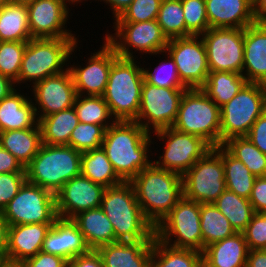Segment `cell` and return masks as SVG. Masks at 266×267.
<instances>
[{
    "label": "cell",
    "instance_id": "obj_1",
    "mask_svg": "<svg viewBox=\"0 0 266 267\" xmlns=\"http://www.w3.org/2000/svg\"><path fill=\"white\" fill-rule=\"evenodd\" d=\"M152 138L136 121H115L106 129L102 148L123 181H131L152 163Z\"/></svg>",
    "mask_w": 266,
    "mask_h": 267
},
{
    "label": "cell",
    "instance_id": "obj_2",
    "mask_svg": "<svg viewBox=\"0 0 266 267\" xmlns=\"http://www.w3.org/2000/svg\"><path fill=\"white\" fill-rule=\"evenodd\" d=\"M130 182L144 217L154 228L183 197L182 176L153 162Z\"/></svg>",
    "mask_w": 266,
    "mask_h": 267
},
{
    "label": "cell",
    "instance_id": "obj_3",
    "mask_svg": "<svg viewBox=\"0 0 266 267\" xmlns=\"http://www.w3.org/2000/svg\"><path fill=\"white\" fill-rule=\"evenodd\" d=\"M100 207L112 224L115 242L154 240L155 228L144 217L130 181L105 188Z\"/></svg>",
    "mask_w": 266,
    "mask_h": 267
},
{
    "label": "cell",
    "instance_id": "obj_4",
    "mask_svg": "<svg viewBox=\"0 0 266 267\" xmlns=\"http://www.w3.org/2000/svg\"><path fill=\"white\" fill-rule=\"evenodd\" d=\"M77 40L78 38H31L28 40L15 86L27 82H32L30 85L34 86L47 77L63 73L71 64L70 57H73V53L75 55L74 49L78 47Z\"/></svg>",
    "mask_w": 266,
    "mask_h": 267
},
{
    "label": "cell",
    "instance_id": "obj_5",
    "mask_svg": "<svg viewBox=\"0 0 266 267\" xmlns=\"http://www.w3.org/2000/svg\"><path fill=\"white\" fill-rule=\"evenodd\" d=\"M137 62L118 56L112 63L103 98L116 121L137 118L144 83L143 66Z\"/></svg>",
    "mask_w": 266,
    "mask_h": 267
},
{
    "label": "cell",
    "instance_id": "obj_6",
    "mask_svg": "<svg viewBox=\"0 0 266 267\" xmlns=\"http://www.w3.org/2000/svg\"><path fill=\"white\" fill-rule=\"evenodd\" d=\"M82 152L69 145H46L25 167L26 181L54 195L72 178L81 174Z\"/></svg>",
    "mask_w": 266,
    "mask_h": 267
},
{
    "label": "cell",
    "instance_id": "obj_7",
    "mask_svg": "<svg viewBox=\"0 0 266 267\" xmlns=\"http://www.w3.org/2000/svg\"><path fill=\"white\" fill-rule=\"evenodd\" d=\"M172 127L217 147L220 145V107L201 88L186 89Z\"/></svg>",
    "mask_w": 266,
    "mask_h": 267
},
{
    "label": "cell",
    "instance_id": "obj_8",
    "mask_svg": "<svg viewBox=\"0 0 266 267\" xmlns=\"http://www.w3.org/2000/svg\"><path fill=\"white\" fill-rule=\"evenodd\" d=\"M266 110V85L247 82L220 107V145L232 137L246 136L253 123Z\"/></svg>",
    "mask_w": 266,
    "mask_h": 267
},
{
    "label": "cell",
    "instance_id": "obj_9",
    "mask_svg": "<svg viewBox=\"0 0 266 267\" xmlns=\"http://www.w3.org/2000/svg\"><path fill=\"white\" fill-rule=\"evenodd\" d=\"M155 238L169 246L202 253L200 203L183 196L155 227Z\"/></svg>",
    "mask_w": 266,
    "mask_h": 267
},
{
    "label": "cell",
    "instance_id": "obj_10",
    "mask_svg": "<svg viewBox=\"0 0 266 267\" xmlns=\"http://www.w3.org/2000/svg\"><path fill=\"white\" fill-rule=\"evenodd\" d=\"M113 27L115 33L107 32L103 40H106L115 49L119 57L136 59L134 54L137 51L139 54H153L155 57L157 54L166 53L168 38L163 34L156 20L114 22Z\"/></svg>",
    "mask_w": 266,
    "mask_h": 267
},
{
    "label": "cell",
    "instance_id": "obj_11",
    "mask_svg": "<svg viewBox=\"0 0 266 267\" xmlns=\"http://www.w3.org/2000/svg\"><path fill=\"white\" fill-rule=\"evenodd\" d=\"M183 196L191 201L213 203L226 189L220 145L208 150L182 175Z\"/></svg>",
    "mask_w": 266,
    "mask_h": 267
},
{
    "label": "cell",
    "instance_id": "obj_12",
    "mask_svg": "<svg viewBox=\"0 0 266 267\" xmlns=\"http://www.w3.org/2000/svg\"><path fill=\"white\" fill-rule=\"evenodd\" d=\"M1 213L9 226L54 223L58 217L55 195L28 181L24 182Z\"/></svg>",
    "mask_w": 266,
    "mask_h": 267
},
{
    "label": "cell",
    "instance_id": "obj_13",
    "mask_svg": "<svg viewBox=\"0 0 266 267\" xmlns=\"http://www.w3.org/2000/svg\"><path fill=\"white\" fill-rule=\"evenodd\" d=\"M187 88H165L144 80L137 118L147 132L172 127L177 119L179 104Z\"/></svg>",
    "mask_w": 266,
    "mask_h": 267
},
{
    "label": "cell",
    "instance_id": "obj_14",
    "mask_svg": "<svg viewBox=\"0 0 266 267\" xmlns=\"http://www.w3.org/2000/svg\"><path fill=\"white\" fill-rule=\"evenodd\" d=\"M163 143L164 150L158 160L152 161L157 167L179 173L188 171L212 147L202 138L178 131L173 127L152 132Z\"/></svg>",
    "mask_w": 266,
    "mask_h": 267
},
{
    "label": "cell",
    "instance_id": "obj_15",
    "mask_svg": "<svg viewBox=\"0 0 266 267\" xmlns=\"http://www.w3.org/2000/svg\"><path fill=\"white\" fill-rule=\"evenodd\" d=\"M200 36L206 48L209 72L242 74L244 29L209 28Z\"/></svg>",
    "mask_w": 266,
    "mask_h": 267
},
{
    "label": "cell",
    "instance_id": "obj_16",
    "mask_svg": "<svg viewBox=\"0 0 266 267\" xmlns=\"http://www.w3.org/2000/svg\"><path fill=\"white\" fill-rule=\"evenodd\" d=\"M165 52L174 60L180 81L187 89L204 86L209 66L201 36L169 39Z\"/></svg>",
    "mask_w": 266,
    "mask_h": 267
},
{
    "label": "cell",
    "instance_id": "obj_17",
    "mask_svg": "<svg viewBox=\"0 0 266 267\" xmlns=\"http://www.w3.org/2000/svg\"><path fill=\"white\" fill-rule=\"evenodd\" d=\"M31 97L38 121L45 116L73 107L77 92L69 69L31 86ZM38 105V106H37Z\"/></svg>",
    "mask_w": 266,
    "mask_h": 267
},
{
    "label": "cell",
    "instance_id": "obj_18",
    "mask_svg": "<svg viewBox=\"0 0 266 267\" xmlns=\"http://www.w3.org/2000/svg\"><path fill=\"white\" fill-rule=\"evenodd\" d=\"M117 57L115 49L105 40L100 49L88 57L86 66L69 65L77 94L103 96L112 63Z\"/></svg>",
    "mask_w": 266,
    "mask_h": 267
},
{
    "label": "cell",
    "instance_id": "obj_19",
    "mask_svg": "<svg viewBox=\"0 0 266 267\" xmlns=\"http://www.w3.org/2000/svg\"><path fill=\"white\" fill-rule=\"evenodd\" d=\"M26 6L32 38H77L66 28L71 10L63 0H35Z\"/></svg>",
    "mask_w": 266,
    "mask_h": 267
},
{
    "label": "cell",
    "instance_id": "obj_20",
    "mask_svg": "<svg viewBox=\"0 0 266 267\" xmlns=\"http://www.w3.org/2000/svg\"><path fill=\"white\" fill-rule=\"evenodd\" d=\"M105 187L83 175L66 182L55 194L58 217L72 219L80 212L101 206Z\"/></svg>",
    "mask_w": 266,
    "mask_h": 267
},
{
    "label": "cell",
    "instance_id": "obj_21",
    "mask_svg": "<svg viewBox=\"0 0 266 267\" xmlns=\"http://www.w3.org/2000/svg\"><path fill=\"white\" fill-rule=\"evenodd\" d=\"M41 251L69 262L74 257L88 253L90 248L72 219L57 217L46 234Z\"/></svg>",
    "mask_w": 266,
    "mask_h": 267
},
{
    "label": "cell",
    "instance_id": "obj_22",
    "mask_svg": "<svg viewBox=\"0 0 266 267\" xmlns=\"http://www.w3.org/2000/svg\"><path fill=\"white\" fill-rule=\"evenodd\" d=\"M53 223L9 226L6 262L20 264L42 249L43 241Z\"/></svg>",
    "mask_w": 266,
    "mask_h": 267
},
{
    "label": "cell",
    "instance_id": "obj_23",
    "mask_svg": "<svg viewBox=\"0 0 266 267\" xmlns=\"http://www.w3.org/2000/svg\"><path fill=\"white\" fill-rule=\"evenodd\" d=\"M242 75L247 82L266 85V23L244 29Z\"/></svg>",
    "mask_w": 266,
    "mask_h": 267
},
{
    "label": "cell",
    "instance_id": "obj_24",
    "mask_svg": "<svg viewBox=\"0 0 266 267\" xmlns=\"http://www.w3.org/2000/svg\"><path fill=\"white\" fill-rule=\"evenodd\" d=\"M153 240L117 241L96 249L104 267H149Z\"/></svg>",
    "mask_w": 266,
    "mask_h": 267
},
{
    "label": "cell",
    "instance_id": "obj_25",
    "mask_svg": "<svg viewBox=\"0 0 266 267\" xmlns=\"http://www.w3.org/2000/svg\"><path fill=\"white\" fill-rule=\"evenodd\" d=\"M210 28L245 29L255 23L253 0H205Z\"/></svg>",
    "mask_w": 266,
    "mask_h": 267
},
{
    "label": "cell",
    "instance_id": "obj_26",
    "mask_svg": "<svg viewBox=\"0 0 266 267\" xmlns=\"http://www.w3.org/2000/svg\"><path fill=\"white\" fill-rule=\"evenodd\" d=\"M248 246L242 232L209 244L202 251L205 267H246Z\"/></svg>",
    "mask_w": 266,
    "mask_h": 267
},
{
    "label": "cell",
    "instance_id": "obj_27",
    "mask_svg": "<svg viewBox=\"0 0 266 267\" xmlns=\"http://www.w3.org/2000/svg\"><path fill=\"white\" fill-rule=\"evenodd\" d=\"M15 89L0 101V132L32 128L38 119L32 99Z\"/></svg>",
    "mask_w": 266,
    "mask_h": 267
},
{
    "label": "cell",
    "instance_id": "obj_28",
    "mask_svg": "<svg viewBox=\"0 0 266 267\" xmlns=\"http://www.w3.org/2000/svg\"><path fill=\"white\" fill-rule=\"evenodd\" d=\"M90 250L115 242V232L101 207L80 212L72 218Z\"/></svg>",
    "mask_w": 266,
    "mask_h": 267
},
{
    "label": "cell",
    "instance_id": "obj_29",
    "mask_svg": "<svg viewBox=\"0 0 266 267\" xmlns=\"http://www.w3.org/2000/svg\"><path fill=\"white\" fill-rule=\"evenodd\" d=\"M0 145L25 168L42 145L39 123L32 128L0 132Z\"/></svg>",
    "mask_w": 266,
    "mask_h": 267
},
{
    "label": "cell",
    "instance_id": "obj_30",
    "mask_svg": "<svg viewBox=\"0 0 266 267\" xmlns=\"http://www.w3.org/2000/svg\"><path fill=\"white\" fill-rule=\"evenodd\" d=\"M42 143L46 145H69L72 131L79 124L73 107L42 117L39 120Z\"/></svg>",
    "mask_w": 266,
    "mask_h": 267
},
{
    "label": "cell",
    "instance_id": "obj_31",
    "mask_svg": "<svg viewBox=\"0 0 266 267\" xmlns=\"http://www.w3.org/2000/svg\"><path fill=\"white\" fill-rule=\"evenodd\" d=\"M31 38L26 5L9 1L0 8V41H28Z\"/></svg>",
    "mask_w": 266,
    "mask_h": 267
},
{
    "label": "cell",
    "instance_id": "obj_32",
    "mask_svg": "<svg viewBox=\"0 0 266 267\" xmlns=\"http://www.w3.org/2000/svg\"><path fill=\"white\" fill-rule=\"evenodd\" d=\"M81 175L105 188L123 182L115 172L102 147L82 152Z\"/></svg>",
    "mask_w": 266,
    "mask_h": 267
},
{
    "label": "cell",
    "instance_id": "obj_33",
    "mask_svg": "<svg viewBox=\"0 0 266 267\" xmlns=\"http://www.w3.org/2000/svg\"><path fill=\"white\" fill-rule=\"evenodd\" d=\"M202 253L169 246L154 237L149 267H200Z\"/></svg>",
    "mask_w": 266,
    "mask_h": 267
},
{
    "label": "cell",
    "instance_id": "obj_34",
    "mask_svg": "<svg viewBox=\"0 0 266 267\" xmlns=\"http://www.w3.org/2000/svg\"><path fill=\"white\" fill-rule=\"evenodd\" d=\"M247 83L242 74L236 72H209L201 88L219 107L228 103Z\"/></svg>",
    "mask_w": 266,
    "mask_h": 267
},
{
    "label": "cell",
    "instance_id": "obj_35",
    "mask_svg": "<svg viewBox=\"0 0 266 267\" xmlns=\"http://www.w3.org/2000/svg\"><path fill=\"white\" fill-rule=\"evenodd\" d=\"M220 156L224 165L226 189L249 199L257 177L223 145H220Z\"/></svg>",
    "mask_w": 266,
    "mask_h": 267
},
{
    "label": "cell",
    "instance_id": "obj_36",
    "mask_svg": "<svg viewBox=\"0 0 266 267\" xmlns=\"http://www.w3.org/2000/svg\"><path fill=\"white\" fill-rule=\"evenodd\" d=\"M202 251L206 246L236 233L229 220L213 203L200 204Z\"/></svg>",
    "mask_w": 266,
    "mask_h": 267
},
{
    "label": "cell",
    "instance_id": "obj_37",
    "mask_svg": "<svg viewBox=\"0 0 266 267\" xmlns=\"http://www.w3.org/2000/svg\"><path fill=\"white\" fill-rule=\"evenodd\" d=\"M213 204L229 220L236 232H243L255 213L249 199L228 189Z\"/></svg>",
    "mask_w": 266,
    "mask_h": 267
},
{
    "label": "cell",
    "instance_id": "obj_38",
    "mask_svg": "<svg viewBox=\"0 0 266 267\" xmlns=\"http://www.w3.org/2000/svg\"><path fill=\"white\" fill-rule=\"evenodd\" d=\"M73 108L82 123L99 124L107 129L116 121L103 96L77 94Z\"/></svg>",
    "mask_w": 266,
    "mask_h": 267
},
{
    "label": "cell",
    "instance_id": "obj_39",
    "mask_svg": "<svg viewBox=\"0 0 266 267\" xmlns=\"http://www.w3.org/2000/svg\"><path fill=\"white\" fill-rule=\"evenodd\" d=\"M223 146L256 177L266 176V155L246 136L232 137Z\"/></svg>",
    "mask_w": 266,
    "mask_h": 267
},
{
    "label": "cell",
    "instance_id": "obj_40",
    "mask_svg": "<svg viewBox=\"0 0 266 267\" xmlns=\"http://www.w3.org/2000/svg\"><path fill=\"white\" fill-rule=\"evenodd\" d=\"M156 21L168 40L186 37V24L181 0H162Z\"/></svg>",
    "mask_w": 266,
    "mask_h": 267
},
{
    "label": "cell",
    "instance_id": "obj_41",
    "mask_svg": "<svg viewBox=\"0 0 266 267\" xmlns=\"http://www.w3.org/2000/svg\"><path fill=\"white\" fill-rule=\"evenodd\" d=\"M27 41H0V73L14 83L18 80Z\"/></svg>",
    "mask_w": 266,
    "mask_h": 267
},
{
    "label": "cell",
    "instance_id": "obj_42",
    "mask_svg": "<svg viewBox=\"0 0 266 267\" xmlns=\"http://www.w3.org/2000/svg\"><path fill=\"white\" fill-rule=\"evenodd\" d=\"M105 131L102 125L79 122L72 131L69 146L80 152L102 147Z\"/></svg>",
    "mask_w": 266,
    "mask_h": 267
},
{
    "label": "cell",
    "instance_id": "obj_43",
    "mask_svg": "<svg viewBox=\"0 0 266 267\" xmlns=\"http://www.w3.org/2000/svg\"><path fill=\"white\" fill-rule=\"evenodd\" d=\"M167 60L159 61V66L151 71L150 68L143 67L144 80L150 85L165 87V88H186L180 81L178 75L177 66L174 63V60L168 53ZM169 58V59H168ZM149 69V70H148Z\"/></svg>",
    "mask_w": 266,
    "mask_h": 267
},
{
    "label": "cell",
    "instance_id": "obj_44",
    "mask_svg": "<svg viewBox=\"0 0 266 267\" xmlns=\"http://www.w3.org/2000/svg\"><path fill=\"white\" fill-rule=\"evenodd\" d=\"M186 24V37L200 36L210 27L205 0H181Z\"/></svg>",
    "mask_w": 266,
    "mask_h": 267
},
{
    "label": "cell",
    "instance_id": "obj_45",
    "mask_svg": "<svg viewBox=\"0 0 266 267\" xmlns=\"http://www.w3.org/2000/svg\"><path fill=\"white\" fill-rule=\"evenodd\" d=\"M162 0H134L115 22H143L156 20Z\"/></svg>",
    "mask_w": 266,
    "mask_h": 267
},
{
    "label": "cell",
    "instance_id": "obj_46",
    "mask_svg": "<svg viewBox=\"0 0 266 267\" xmlns=\"http://www.w3.org/2000/svg\"><path fill=\"white\" fill-rule=\"evenodd\" d=\"M249 250H259L266 245V213L255 212L242 232Z\"/></svg>",
    "mask_w": 266,
    "mask_h": 267
},
{
    "label": "cell",
    "instance_id": "obj_47",
    "mask_svg": "<svg viewBox=\"0 0 266 267\" xmlns=\"http://www.w3.org/2000/svg\"><path fill=\"white\" fill-rule=\"evenodd\" d=\"M26 181V172L0 173V212L17 195Z\"/></svg>",
    "mask_w": 266,
    "mask_h": 267
},
{
    "label": "cell",
    "instance_id": "obj_48",
    "mask_svg": "<svg viewBox=\"0 0 266 267\" xmlns=\"http://www.w3.org/2000/svg\"><path fill=\"white\" fill-rule=\"evenodd\" d=\"M67 264L66 259L42 251L20 263L22 267H67Z\"/></svg>",
    "mask_w": 266,
    "mask_h": 267
},
{
    "label": "cell",
    "instance_id": "obj_49",
    "mask_svg": "<svg viewBox=\"0 0 266 267\" xmlns=\"http://www.w3.org/2000/svg\"><path fill=\"white\" fill-rule=\"evenodd\" d=\"M246 137L266 155V110L253 123Z\"/></svg>",
    "mask_w": 266,
    "mask_h": 267
},
{
    "label": "cell",
    "instance_id": "obj_50",
    "mask_svg": "<svg viewBox=\"0 0 266 267\" xmlns=\"http://www.w3.org/2000/svg\"><path fill=\"white\" fill-rule=\"evenodd\" d=\"M249 201L254 212L266 213V176L256 178Z\"/></svg>",
    "mask_w": 266,
    "mask_h": 267
},
{
    "label": "cell",
    "instance_id": "obj_51",
    "mask_svg": "<svg viewBox=\"0 0 266 267\" xmlns=\"http://www.w3.org/2000/svg\"><path fill=\"white\" fill-rule=\"evenodd\" d=\"M67 267H104L102 259L96 250L72 258Z\"/></svg>",
    "mask_w": 266,
    "mask_h": 267
},
{
    "label": "cell",
    "instance_id": "obj_52",
    "mask_svg": "<svg viewBox=\"0 0 266 267\" xmlns=\"http://www.w3.org/2000/svg\"><path fill=\"white\" fill-rule=\"evenodd\" d=\"M25 172V168L9 151L0 145V173Z\"/></svg>",
    "mask_w": 266,
    "mask_h": 267
},
{
    "label": "cell",
    "instance_id": "obj_53",
    "mask_svg": "<svg viewBox=\"0 0 266 267\" xmlns=\"http://www.w3.org/2000/svg\"><path fill=\"white\" fill-rule=\"evenodd\" d=\"M9 225L0 212V260L6 262Z\"/></svg>",
    "mask_w": 266,
    "mask_h": 267
},
{
    "label": "cell",
    "instance_id": "obj_54",
    "mask_svg": "<svg viewBox=\"0 0 266 267\" xmlns=\"http://www.w3.org/2000/svg\"><path fill=\"white\" fill-rule=\"evenodd\" d=\"M246 267H266V253L262 250H249Z\"/></svg>",
    "mask_w": 266,
    "mask_h": 267
},
{
    "label": "cell",
    "instance_id": "obj_55",
    "mask_svg": "<svg viewBox=\"0 0 266 267\" xmlns=\"http://www.w3.org/2000/svg\"><path fill=\"white\" fill-rule=\"evenodd\" d=\"M104 2L110 6L113 13V20L118 18L122 12L134 1V0H98V2Z\"/></svg>",
    "mask_w": 266,
    "mask_h": 267
},
{
    "label": "cell",
    "instance_id": "obj_56",
    "mask_svg": "<svg viewBox=\"0 0 266 267\" xmlns=\"http://www.w3.org/2000/svg\"><path fill=\"white\" fill-rule=\"evenodd\" d=\"M253 16L256 23H266V0H253Z\"/></svg>",
    "mask_w": 266,
    "mask_h": 267
},
{
    "label": "cell",
    "instance_id": "obj_57",
    "mask_svg": "<svg viewBox=\"0 0 266 267\" xmlns=\"http://www.w3.org/2000/svg\"><path fill=\"white\" fill-rule=\"evenodd\" d=\"M15 88V83L0 73V101L14 91Z\"/></svg>",
    "mask_w": 266,
    "mask_h": 267
},
{
    "label": "cell",
    "instance_id": "obj_58",
    "mask_svg": "<svg viewBox=\"0 0 266 267\" xmlns=\"http://www.w3.org/2000/svg\"><path fill=\"white\" fill-rule=\"evenodd\" d=\"M83 1H87V0H63V2L67 5L69 3V5H76L78 2V4H80ZM97 2V0H95ZM68 2V3H67ZM76 3V4H75Z\"/></svg>",
    "mask_w": 266,
    "mask_h": 267
},
{
    "label": "cell",
    "instance_id": "obj_59",
    "mask_svg": "<svg viewBox=\"0 0 266 267\" xmlns=\"http://www.w3.org/2000/svg\"><path fill=\"white\" fill-rule=\"evenodd\" d=\"M0 267H22V266L18 263L4 262Z\"/></svg>",
    "mask_w": 266,
    "mask_h": 267
},
{
    "label": "cell",
    "instance_id": "obj_60",
    "mask_svg": "<svg viewBox=\"0 0 266 267\" xmlns=\"http://www.w3.org/2000/svg\"><path fill=\"white\" fill-rule=\"evenodd\" d=\"M9 1L14 2V3L23 4V5H28L29 3H31L32 1H35V0H9Z\"/></svg>",
    "mask_w": 266,
    "mask_h": 267
},
{
    "label": "cell",
    "instance_id": "obj_61",
    "mask_svg": "<svg viewBox=\"0 0 266 267\" xmlns=\"http://www.w3.org/2000/svg\"><path fill=\"white\" fill-rule=\"evenodd\" d=\"M9 2V0H0V8H2L4 5H6Z\"/></svg>",
    "mask_w": 266,
    "mask_h": 267
},
{
    "label": "cell",
    "instance_id": "obj_62",
    "mask_svg": "<svg viewBox=\"0 0 266 267\" xmlns=\"http://www.w3.org/2000/svg\"><path fill=\"white\" fill-rule=\"evenodd\" d=\"M262 250L266 253V245L262 248Z\"/></svg>",
    "mask_w": 266,
    "mask_h": 267
},
{
    "label": "cell",
    "instance_id": "obj_63",
    "mask_svg": "<svg viewBox=\"0 0 266 267\" xmlns=\"http://www.w3.org/2000/svg\"><path fill=\"white\" fill-rule=\"evenodd\" d=\"M5 261H3V260H0V266L4 263Z\"/></svg>",
    "mask_w": 266,
    "mask_h": 267
}]
</instances>
